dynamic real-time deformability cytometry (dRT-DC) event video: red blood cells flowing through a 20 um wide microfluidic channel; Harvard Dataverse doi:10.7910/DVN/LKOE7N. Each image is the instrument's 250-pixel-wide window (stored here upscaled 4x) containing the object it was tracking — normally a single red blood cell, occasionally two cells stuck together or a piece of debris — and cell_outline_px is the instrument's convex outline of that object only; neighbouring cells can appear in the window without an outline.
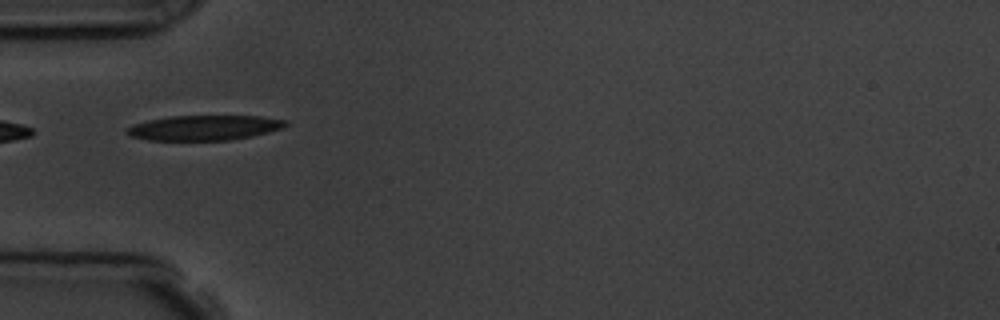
{"species": "common noctule bat (a hibernating species)", "species_latin": "Nyctalus noctula", "temperature_condition": "room temperature", "stored_images_in_passage": 3, "camera_frame_rate_fps": 3000, "um_per_image_px": 0.085, "animal": {"sex": "male", "body_mass_g": 19.5, "forearm_length_mm": 54.6}, "frame": {"image": 1, "passage_image": 1, "time_ms": 0.0, "image_size_px": [1000, 320], "cell_outline_px": [[288, 124], [284, 128], [252, 136], [228, 140], [148, 140], [128, 136], [124, 132], [124, 128], [148, 120], [168, 116], [260, 116], [288, 120]], "centroid_in_image_um": [17.34, 10.86], "position_along_channel_um": 67.7, "area_um2": 23.29}}